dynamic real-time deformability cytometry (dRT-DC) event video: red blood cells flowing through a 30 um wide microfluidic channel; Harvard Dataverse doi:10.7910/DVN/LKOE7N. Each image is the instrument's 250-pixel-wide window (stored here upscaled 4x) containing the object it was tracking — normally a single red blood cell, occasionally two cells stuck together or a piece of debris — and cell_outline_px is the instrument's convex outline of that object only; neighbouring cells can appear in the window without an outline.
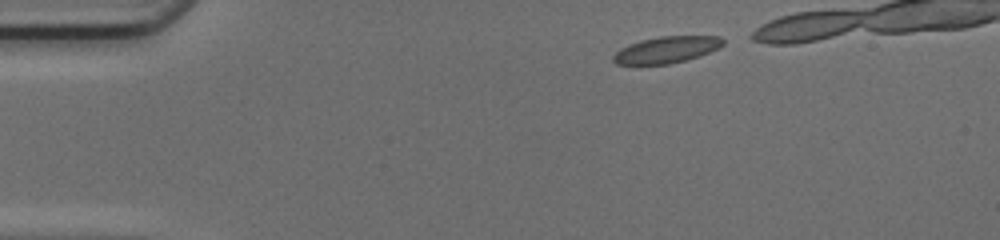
{"species": "common noctule bat (a hibernating species)", "species_latin": "Nyctalus noctula", "temperature_condition": "cold", "stored_images_in_passage": 34, "camera_frame_rate_fps": 3000, "um_per_image_px": 0.085, "animal": {"sex": "female", "body_mass_g": 17.0, "forearm_length_mm": 48.0}, "frame": {"image": 1, "passage_image": 2, "time_ms": 0.333, "image_size_px": [1000, 240], "cell_outline_px": [[724, 44], [720, 48], [700, 56], [668, 64], [616, 64], [612, 60], [612, 56], [620, 48], [628, 44], [640, 40], [660, 36], [720, 36], [724, 40]], "centroid_in_image_um": [56.66, 4.22], "position_along_channel_um": 28.3, "area_um2": 17.05}}
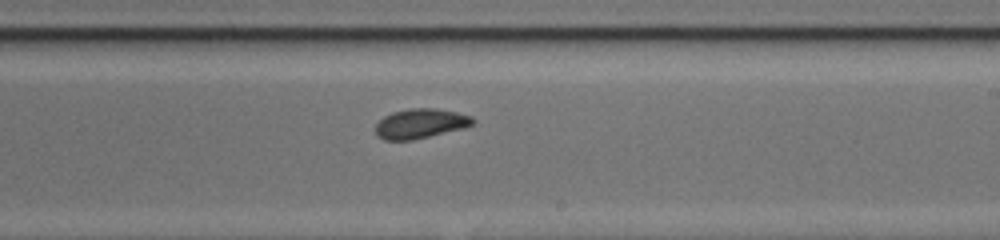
{"frame": {"image": 2, "passage_image": 23, "time_ms": 7.333, "image_size_px": [1000, 240], "cell_outline_px": [[476, 120], [472, 124], [464, 128], [412, 140], [384, 140], [376, 136], [376, 124], [384, 116], [392, 112], [408, 108], [436, 108], [456, 112], [472, 116]], "centroid_in_image_um": [35.73, 10.5], "position_along_channel_um": 253.3, "area_um2": 16.88}}
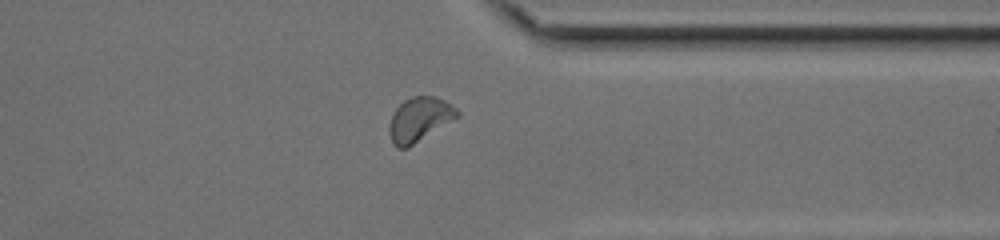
{"frame": {"image": 3, "passage_image": 32, "time_ms": 10.333, "image_size_px": [1000, 240], "cell_outline_px": [[460, 116], [408, 148], [396, 148], [392, 144], [388, 132], [388, 128], [392, 116], [396, 108], [404, 100], [412, 96], [436, 96], [444, 100], [456, 108], [460, 112]], "centroid_in_image_um": [35.65, 10.16], "position_along_channel_um": 375.8, "area_um2": 17.69}}